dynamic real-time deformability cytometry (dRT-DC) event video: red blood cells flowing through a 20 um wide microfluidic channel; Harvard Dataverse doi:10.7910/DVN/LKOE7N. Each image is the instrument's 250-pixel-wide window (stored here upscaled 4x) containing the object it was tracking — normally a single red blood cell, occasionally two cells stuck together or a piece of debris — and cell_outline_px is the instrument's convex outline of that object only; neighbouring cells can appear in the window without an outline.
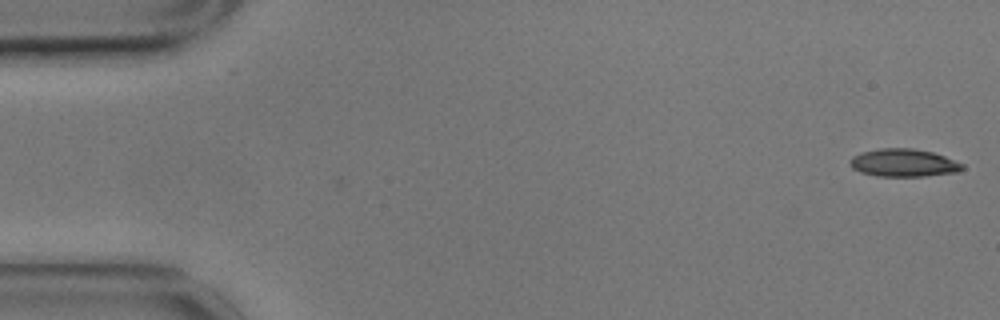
{"species": "common noctule bat (a hibernating species)", "species_latin": "Nyctalus noctula", "temperature_condition": "cold", "stored_images_in_passage": 14, "camera_frame_rate_fps": 3000, "um_per_image_px": 0.085, "animal": {"sex": "male", "body_mass_g": 17.9}, "frame": {"image": 1, "passage_image": 1, "time_ms": 0.0, "image_size_px": [1000, 320], "cell_outline_px": [[964, 168], [956, 172], [924, 176], [876, 176], [860, 172], [852, 168], [848, 164], [848, 160], [852, 156], [860, 152], [880, 148], [912, 148], [932, 152], [944, 156], [964, 164]], "centroid_in_image_um": [76.75, 13.83], "position_along_channel_um": 8.3, "area_um2": 18.32}}